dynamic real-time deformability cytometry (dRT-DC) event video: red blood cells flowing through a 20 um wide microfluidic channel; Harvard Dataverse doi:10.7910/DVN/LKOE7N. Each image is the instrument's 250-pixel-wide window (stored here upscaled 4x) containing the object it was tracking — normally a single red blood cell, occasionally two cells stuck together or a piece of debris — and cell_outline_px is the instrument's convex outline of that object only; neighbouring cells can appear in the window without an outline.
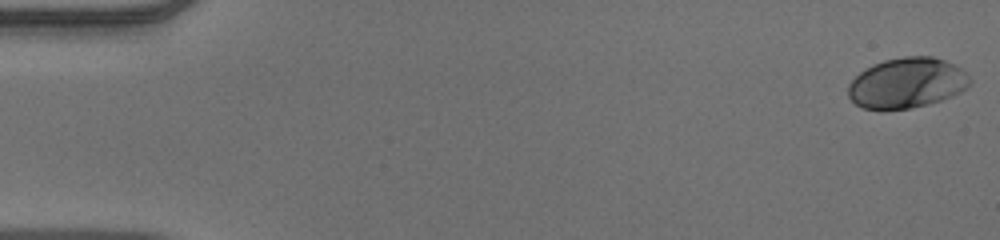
{"species": "human", "species_latin": "Homo sapiens", "temperature_condition": "warm", "stored_images_in_passage": 36, "camera_frame_rate_fps": 3000, "um_per_image_px": 0.085, "donor": {"sex": "male"}, "frame": {"image": 1, "passage_image": 1, "time_ms": 0.0, "image_size_px": [1000, 240], "cell_outline_px": [[972, 80], [960, 92], [952, 96], [928, 104], [912, 108], [884, 112], [880, 112], [864, 108], [856, 104], [848, 96], [848, 84], [864, 68], [872, 64], [884, 60], [904, 56], [932, 56], [956, 64]], "centroid_in_image_um": [77.04, 7.07], "position_along_channel_um": 8.0, "area_um2": 36.18}}
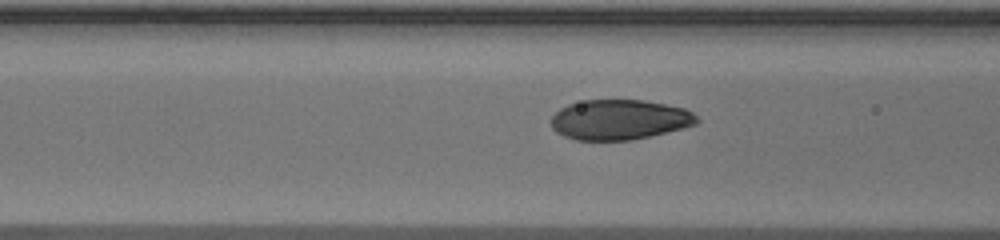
{"frame": {"image": 2, "passage_image": 21, "time_ms": 6.667, "image_size_px": [1000, 240], "cell_outline_px": [[700, 120], [696, 124], [684, 128], [632, 140], [576, 140], [564, 136], [556, 132], [552, 128], [552, 116], [560, 108], [568, 104], [584, 100], [644, 100], [684, 108], [692, 112]], "centroid_in_image_um": [52.65, 10.17], "position_along_channel_um": 113.9, "area_um2": 34.04}}
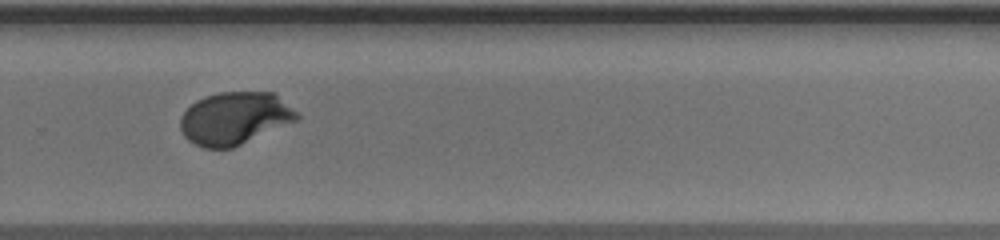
{"frame": {"image": 3, "passage_image": 36, "time_ms": 11.667, "image_size_px": [1000, 240], "cell_outline_px": [[300, 116], [296, 120], [232, 148], [204, 148], [188, 140], [184, 136], [180, 128], [180, 116], [196, 100], [204, 96], [220, 92], [276, 92]], "centroid_in_image_um": [19.92, 10.04], "position_along_channel_um": 309.9, "area_um2": 35.49}}